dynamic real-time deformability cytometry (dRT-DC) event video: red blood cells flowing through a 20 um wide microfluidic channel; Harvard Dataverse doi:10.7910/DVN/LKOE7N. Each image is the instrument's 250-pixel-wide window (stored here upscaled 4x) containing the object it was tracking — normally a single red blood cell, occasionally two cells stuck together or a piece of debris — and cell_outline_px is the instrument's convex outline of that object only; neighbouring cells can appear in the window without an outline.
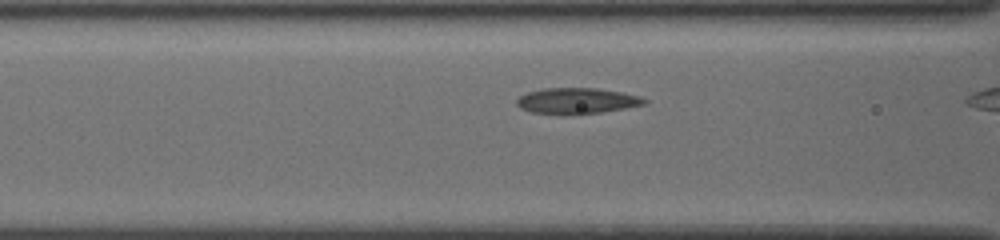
{"species": "common noctule bat (a hibernating species)", "species_latin": "Nyctalus noctula", "temperature_condition": "cold", "stored_images_in_passage": 27, "camera_frame_rate_fps": 3000, "um_per_image_px": 0.085, "animal": {"sex": "female", "body_mass_g": 19.5, "forearm_length_mm": 54.1}, "frame": {"image": 1, "passage_image": 5, "time_ms": 1.333, "image_size_px": [1000, 240], "cell_outline_px": [[648, 100], [644, 104], [624, 108], [600, 112], [560, 116], [532, 112], [520, 108], [516, 104], [516, 100], [520, 96], [528, 92], [544, 88], [596, 88], [620, 92], [640, 96]], "centroid_in_image_um": [48.98, 8.58], "position_along_channel_um": 117.6, "area_um2": 19.36}}
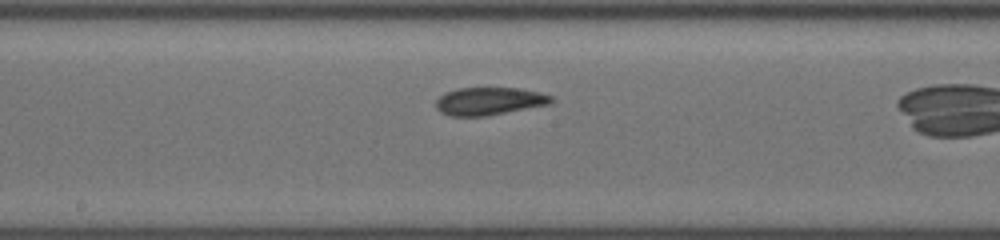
{"frame": {"image": 2, "passage_image": 12, "time_ms": 3.667, "image_size_px": [1000, 240], "cell_outline_px": [[556, 100], [552, 104], [488, 116], [448, 116], [440, 112], [436, 108], [436, 100], [444, 92], [456, 88], [520, 88], [540, 92], [552, 96]], "centroid_in_image_um": [41.61, 8.6], "position_along_channel_um": 206.6, "area_um2": 19.07}}
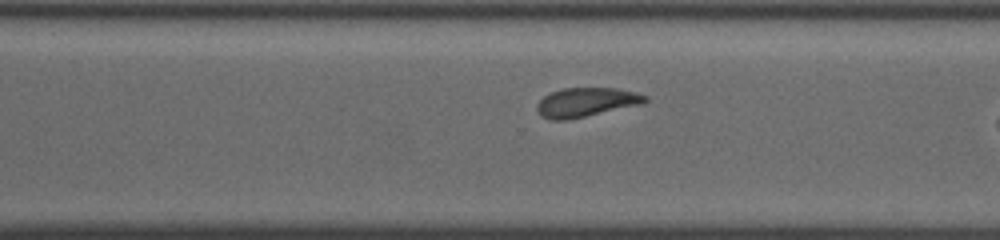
{"frame": {"image": 3, "passage_image": 21, "time_ms": 6.667, "image_size_px": [1000, 240], "cell_outline_px": [[648, 100], [644, 104], [568, 120], [552, 120], [540, 116], [536, 108], [536, 104], [544, 96], [552, 92], [564, 88], [616, 88], [636, 92], [648, 96]], "centroid_in_image_um": [49.85, 8.7], "position_along_channel_um": 320.8, "area_um2": 18.55}}